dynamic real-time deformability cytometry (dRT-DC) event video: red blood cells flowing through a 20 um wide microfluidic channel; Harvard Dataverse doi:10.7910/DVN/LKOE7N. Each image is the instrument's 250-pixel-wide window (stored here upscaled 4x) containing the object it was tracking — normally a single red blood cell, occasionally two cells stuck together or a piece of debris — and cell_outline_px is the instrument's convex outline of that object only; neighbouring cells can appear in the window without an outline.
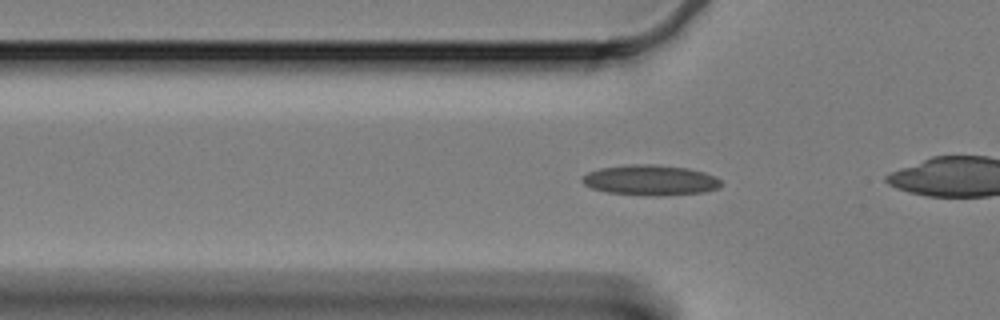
{"species": "Egyptian fruit bat (a non-hibernating species)", "species_latin": "Rousettus aegyptiacus", "temperature_condition": "cold", "stored_images_in_passage": 19, "camera_frame_rate_fps": 3000, "um_per_image_px": 0.085, "animal": {"sex": "female"}, "frame": {"image": 1, "passage_image": 16, "time_ms": 5.0, "image_size_px": [1000, 320], "cell_outline_px": [[720, 184], [716, 188], [704, 192], [660, 196], [652, 196], [608, 192], [592, 188], [584, 184], [580, 180], [588, 172], [600, 168], [628, 164], [656, 164], [688, 168], [704, 172], [716, 176], [720, 180]], "centroid_in_image_um": [55.27, 15.3], "position_along_channel_um": 70.5, "area_um2": 24.57}}